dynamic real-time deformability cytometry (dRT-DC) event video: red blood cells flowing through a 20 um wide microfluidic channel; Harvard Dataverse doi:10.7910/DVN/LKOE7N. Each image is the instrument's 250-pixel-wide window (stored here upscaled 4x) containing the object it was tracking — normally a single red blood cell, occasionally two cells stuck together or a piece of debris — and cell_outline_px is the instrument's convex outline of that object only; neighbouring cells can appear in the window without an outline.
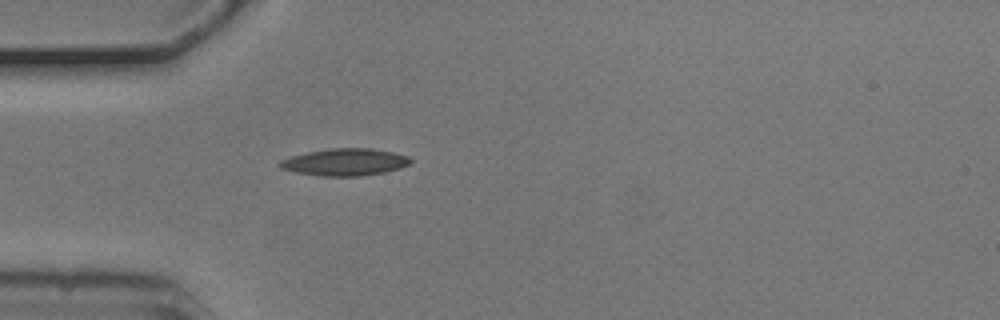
{"species": "common noctule bat (a hibernating species)", "species_latin": "Nyctalus noctula", "temperature_condition": "cold", "stored_images_in_passage": 1, "camera_frame_rate_fps": 3000, "um_per_image_px": 0.085, "animal": {"sex": "male", "body_mass_g": 20.5, "forearm_length_mm": 52.5}, "frame": {"image": 1, "passage_image": 1, "time_ms": 0.0, "image_size_px": [1000, 320], "cell_outline_px": [[412, 160], [408, 164], [400, 168], [384, 172], [360, 176], [320, 176], [296, 172], [280, 168], [276, 164], [280, 160], [292, 156], [308, 152], [328, 148], [372, 148], [392, 152], [408, 156]], "centroid_in_image_um": [29.29, 13.77], "position_along_channel_um": 55.7, "area_um2": 20.63}}